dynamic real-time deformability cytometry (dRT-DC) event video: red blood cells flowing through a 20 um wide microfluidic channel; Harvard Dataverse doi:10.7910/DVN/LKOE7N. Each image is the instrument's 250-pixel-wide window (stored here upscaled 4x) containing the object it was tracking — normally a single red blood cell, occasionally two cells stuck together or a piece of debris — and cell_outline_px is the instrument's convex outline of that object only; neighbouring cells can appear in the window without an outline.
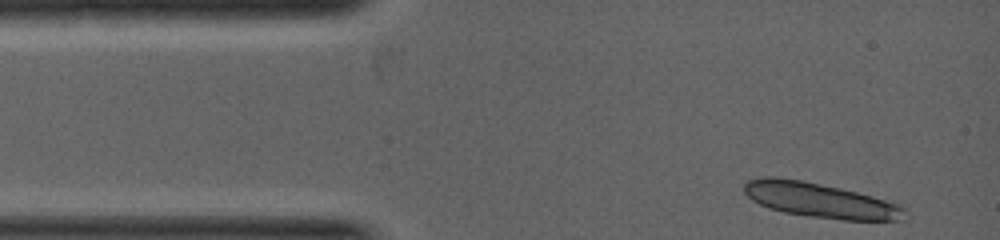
{"species": "common noctule bat (a hibernating species)", "species_latin": "Nyctalus noctula", "temperature_condition": "warm", "stored_images_in_passage": 2, "camera_frame_rate_fps": 5000, "um_per_image_px": 0.085, "animal": {"sex": "female", "body_mass_g": 19.0, "forearm_length_mm": 53.3}, "frame": {"image": 1, "passage_image": 1, "time_ms": 0.0, "image_size_px": [1000, 240], "cell_outline_px": [[904, 220], [844, 220], [808, 216], [784, 212], [768, 208], [752, 200], [744, 192], [744, 184], [748, 180], [764, 176], [776, 176], [800, 180], [840, 188], [872, 196], [900, 204], [904, 208]], "centroid_in_image_um": [69.68, 17.02], "position_along_channel_um": 15.3, "area_um2": 32.43}}